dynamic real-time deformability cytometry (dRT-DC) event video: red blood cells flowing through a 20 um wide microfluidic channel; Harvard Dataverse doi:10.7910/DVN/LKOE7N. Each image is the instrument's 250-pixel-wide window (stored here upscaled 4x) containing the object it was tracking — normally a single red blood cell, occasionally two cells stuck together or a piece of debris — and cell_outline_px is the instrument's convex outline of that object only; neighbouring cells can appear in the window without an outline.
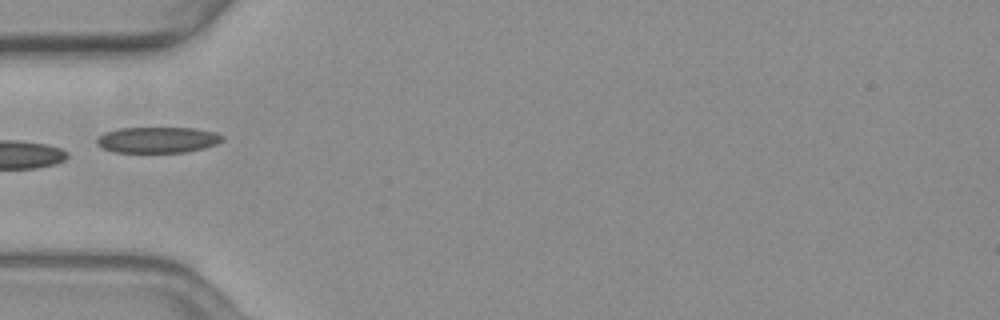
{"species": "common noctule bat (a hibernating species)", "species_latin": "Nyctalus noctula", "temperature_condition": "warm", "stored_images_in_passage": 12, "camera_frame_rate_fps": 3000, "um_per_image_px": 0.085, "animal": {"sex": "female", "body_mass_g": 19.3, "forearm_length_mm": 54.1}, "frame": {"image": 1, "passage_image": 1, "time_ms": 0.0, "image_size_px": [1000, 320], "cell_outline_px": [[224, 140], [216, 144], [204, 148], [184, 152], [116, 152], [100, 148], [96, 144], [96, 140], [104, 132], [120, 128], [196, 128], [216, 132], [224, 136]], "centroid_in_image_um": [13.4, 11.88], "position_along_channel_um": 71.6, "area_um2": 19.07}}